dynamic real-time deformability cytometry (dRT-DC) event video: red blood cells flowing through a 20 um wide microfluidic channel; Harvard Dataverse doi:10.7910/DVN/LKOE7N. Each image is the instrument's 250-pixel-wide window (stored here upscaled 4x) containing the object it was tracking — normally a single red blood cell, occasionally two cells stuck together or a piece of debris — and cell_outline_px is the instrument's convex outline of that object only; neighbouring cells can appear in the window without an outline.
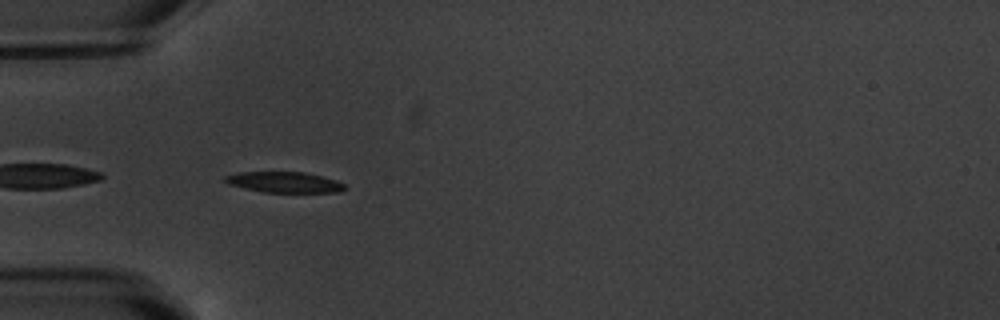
{"species": "common noctule bat (a hibernating species)", "species_latin": "Nyctalus noctula", "temperature_condition": "warm", "stored_images_in_passage": 7, "camera_frame_rate_fps": 3000, "um_per_image_px": 0.085, "animal": {"sex": "male", "body_mass_g": 20.1, "forearm_length_mm": 53.5}, "frame": {"image": 1, "passage_image": 5, "time_ms": 4.667, "image_size_px": [1000, 320], "cell_outline_px": [[344, 188], [340, 192], [264, 192], [244, 188], [228, 184], [224, 180], [224, 176], [236, 172], [304, 172], [336, 180], [344, 184]], "centroid_in_image_um": [24.12, 15.48], "position_along_channel_um": 60.9, "area_um2": 14.33}}